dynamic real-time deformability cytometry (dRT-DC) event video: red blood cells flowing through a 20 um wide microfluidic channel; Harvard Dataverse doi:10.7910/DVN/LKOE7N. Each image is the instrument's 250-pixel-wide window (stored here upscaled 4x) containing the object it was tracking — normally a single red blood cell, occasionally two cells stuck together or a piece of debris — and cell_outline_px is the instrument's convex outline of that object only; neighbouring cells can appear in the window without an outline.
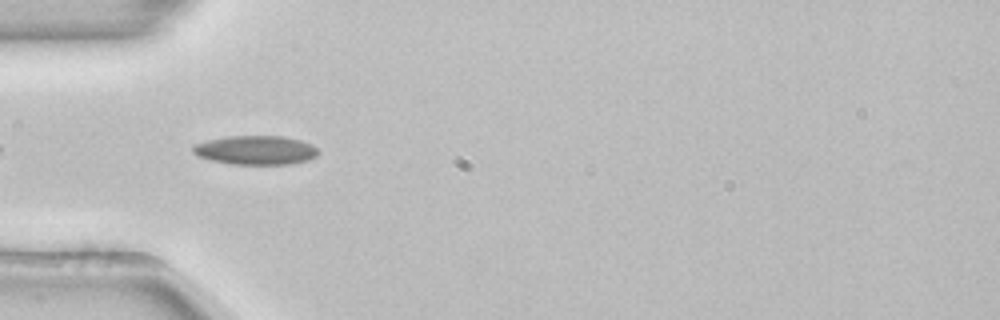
{"species": "common noctule bat (a hibernating species)", "species_latin": "Nyctalus noctula", "temperature_condition": "room temperature", "stored_images_in_passage": 6, "camera_frame_rate_fps": 3000, "um_per_image_px": 0.085, "animal": {"sex": "female", "body_mass_g": 22.7, "forearm_length_mm": 54.2}, "frame": {"image": 1, "passage_image": 3, "time_ms": 0.667, "image_size_px": [1000, 320], "cell_outline_px": [[320, 152], [316, 156], [308, 160], [288, 164], [232, 164], [212, 160], [196, 156], [192, 152], [192, 144], [208, 140], [228, 136], [284, 136], [300, 140], [312, 144]], "centroid_in_image_um": [21.72, 12.76], "position_along_channel_um": 63.3, "area_um2": 21.27}}